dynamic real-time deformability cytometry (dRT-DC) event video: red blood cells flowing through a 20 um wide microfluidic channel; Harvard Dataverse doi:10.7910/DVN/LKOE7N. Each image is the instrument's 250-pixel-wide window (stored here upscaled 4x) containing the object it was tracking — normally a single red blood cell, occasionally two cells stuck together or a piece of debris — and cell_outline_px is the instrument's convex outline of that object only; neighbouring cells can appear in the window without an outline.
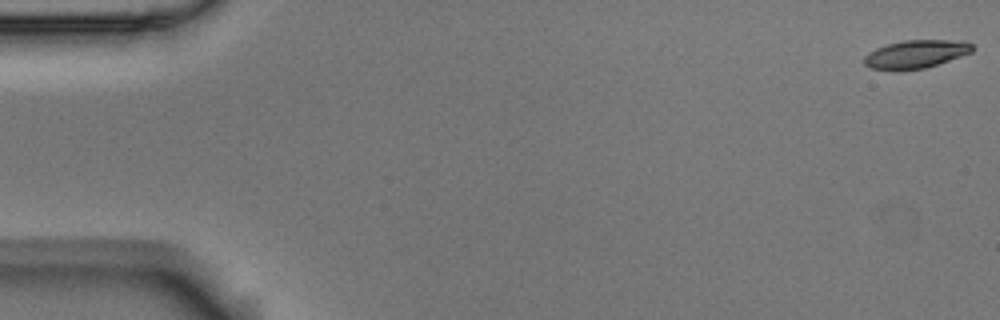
{"species": "Egyptian fruit bat (a non-hibernating species)", "species_latin": "Rousettus aegyptiacus", "temperature_condition": "room temperature", "stored_images_in_passage": 6, "camera_frame_rate_fps": 3000, "um_per_image_px": 0.085, "animal": {"sex": "male"}, "frame": {"image": 1, "passage_image": 1, "time_ms": 0.0, "image_size_px": [1000, 320], "cell_outline_px": [[976, 48], [972, 52], [924, 68], [900, 72], [896, 72], [872, 68], [864, 64], [864, 56], [868, 52], [876, 48], [888, 44], [904, 40], [968, 40]], "centroid_in_image_um": [77.84, 4.61], "position_along_channel_um": 7.2, "area_um2": 18.09}}
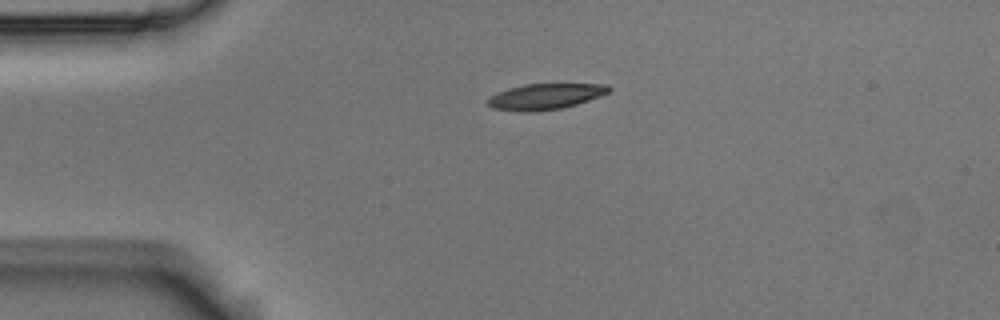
{"frame": {"image": 2, "passage_image": 4, "time_ms": 1.0, "image_size_px": [1000, 320], "cell_outline_px": [[612, 88], [608, 92], [600, 96], [576, 104], [560, 108], [536, 112], [516, 112], [492, 108], [484, 104], [488, 96], [508, 88], [524, 84], [608, 84]], "centroid_in_image_um": [46.26, 8.21], "position_along_channel_um": 38.7, "area_um2": 18.5}}
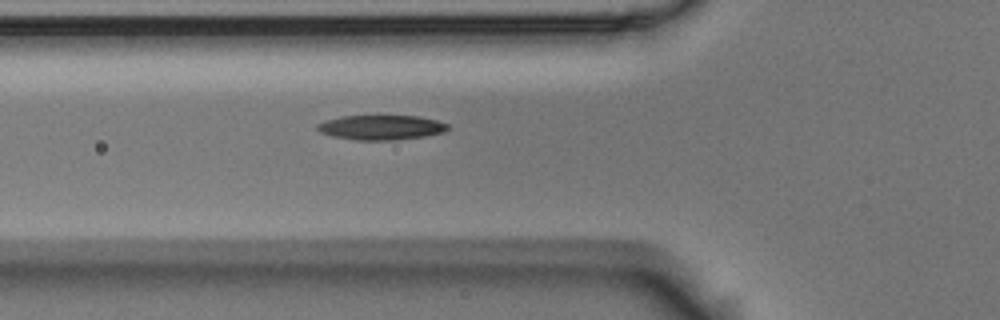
{"frame": {"image": 3, "passage_image": 6, "time_ms": 1.667, "image_size_px": [1000, 320], "cell_outline_px": [[448, 128], [444, 132], [424, 136], [396, 140], [356, 140], [332, 136], [320, 132], [316, 128], [316, 124], [340, 116], [376, 112], [380, 112], [416, 116], [436, 120], [448, 124]], "centroid_in_image_um": [32.36, 10.77], "position_along_channel_um": 93.4, "area_um2": 19.83}}